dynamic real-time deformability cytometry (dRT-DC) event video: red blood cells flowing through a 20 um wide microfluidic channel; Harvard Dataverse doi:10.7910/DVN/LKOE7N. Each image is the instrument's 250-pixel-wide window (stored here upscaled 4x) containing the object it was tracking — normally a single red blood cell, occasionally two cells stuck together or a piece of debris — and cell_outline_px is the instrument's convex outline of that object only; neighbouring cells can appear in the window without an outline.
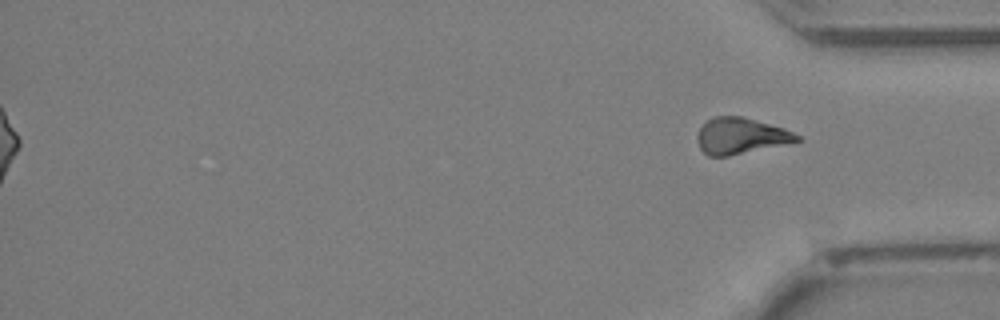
{"species": "Egyptian fruit bat (a non-hibernating species)", "species_latin": "Rousettus aegyptiacus", "temperature_condition": "cold", "stored_images_in_passage": 44, "segment_of_instrument_passage": [2, 2], "camera_frame_rate_fps": 3000, "um_per_image_px": 0.085, "animal": {"sex": "female"}, "frame": {"image": 1, "passage_image": 44, "time_ms": 14.333, "image_size_px": [1000, 320], "cell_outline_px": [[804, 140], [728, 156], [708, 156], [700, 148], [696, 140], [696, 136], [700, 128], [712, 116], [740, 116], [784, 128], [800, 136]], "centroid_in_image_um": [62.94, 11.55], "position_along_channel_um": 372.3, "area_um2": 20.87}}